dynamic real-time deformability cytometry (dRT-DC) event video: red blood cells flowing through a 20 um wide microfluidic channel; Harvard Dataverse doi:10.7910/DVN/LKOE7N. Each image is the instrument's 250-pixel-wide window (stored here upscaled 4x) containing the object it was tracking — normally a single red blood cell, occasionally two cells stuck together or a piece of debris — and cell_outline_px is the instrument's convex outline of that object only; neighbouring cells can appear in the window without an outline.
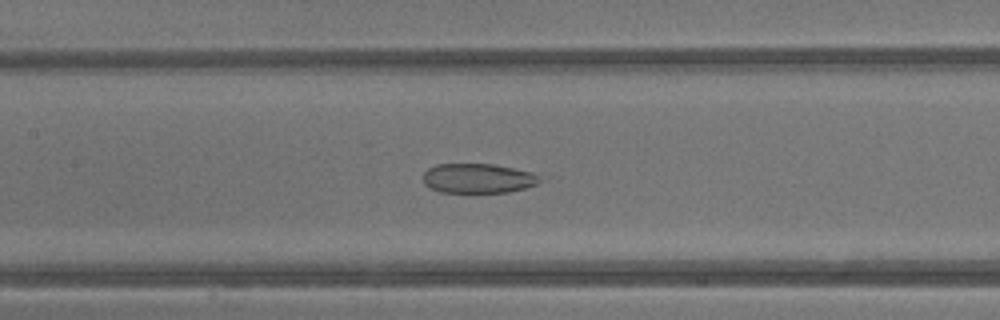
{"species": "common noctule bat (a hibernating species)", "species_latin": "Nyctalus noctula", "temperature_condition": "warm", "stored_images_in_passage": 42, "camera_frame_rate_fps": 3000, "um_per_image_px": 0.085, "animal": {"sex": "male", "body_mass_g": 13.3}, "frame": {"image": 1, "passage_image": 20, "time_ms": 6.333, "image_size_px": [1000, 320], "cell_outline_px": [[540, 180], [536, 184], [524, 188], [508, 192], [440, 192], [424, 184], [424, 172], [428, 168], [436, 164], [496, 164], [528, 172], [536, 176]], "centroid_in_image_um": [40.56, 15.15], "position_along_channel_um": 166.8, "area_um2": 19.77}}
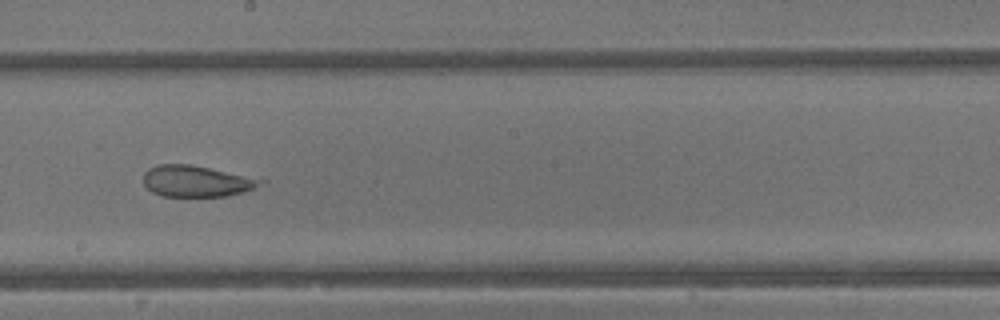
{"frame": {"image": 2, "passage_image": 24, "time_ms": 7.667, "image_size_px": [1000, 320], "cell_outline_px": [[268, 180], [256, 188], [244, 192], [228, 196], [160, 196], [152, 192], [144, 184], [144, 172], [148, 168], [156, 164], [192, 164]], "centroid_in_image_um": [16.72, 15.39], "position_along_channel_um": 231.5, "area_um2": 21.62}}
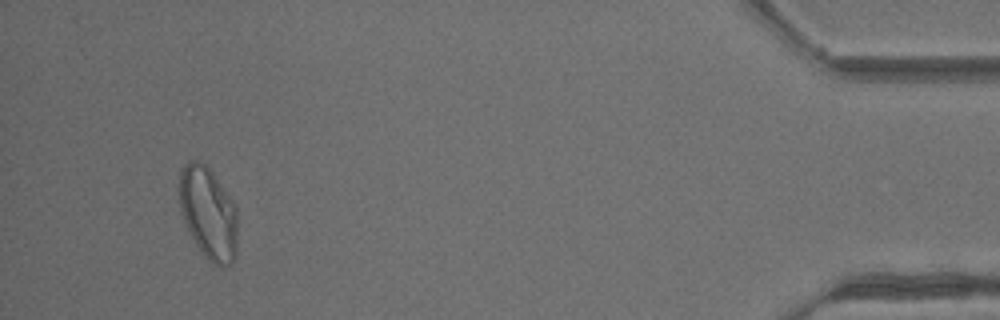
{"frame": {"image": 3, "passage_image": 40, "time_ms": 13.0, "image_size_px": [1000, 320], "cell_outline_px": [[236, 256], [232, 264], [224, 268], [220, 268], [212, 264], [204, 256], [196, 244], [180, 212], [176, 188], [180, 168], [188, 160], [200, 160], [212, 172], [236, 208]], "centroid_in_image_um": [17.65, 18.11], "position_along_channel_um": 417.6, "area_um2": 31.79}, "authors_computed_cell_mechanics": {"area_um2": 27.3683, "velocity_mm_per_s": 4.8957, "shape_relaxation_time_tau1_ms": null, "shape_relaxation_time_tau2_ms": 1.5578, "deformation_change_tau1": null, "deformation_change_tau2": 0.0847}}